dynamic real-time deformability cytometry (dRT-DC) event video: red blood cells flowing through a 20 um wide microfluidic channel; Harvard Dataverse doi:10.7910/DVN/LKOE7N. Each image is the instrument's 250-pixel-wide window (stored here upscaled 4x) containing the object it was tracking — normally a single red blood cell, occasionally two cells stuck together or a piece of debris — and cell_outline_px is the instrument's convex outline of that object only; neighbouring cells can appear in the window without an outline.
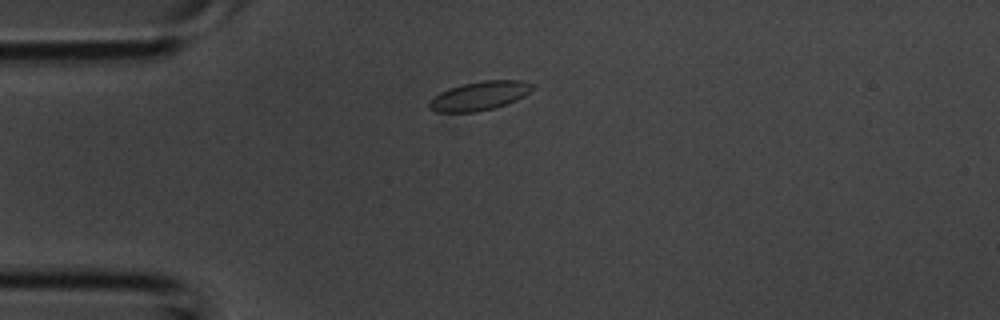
{"species": "common noctule bat (a hibernating species)", "species_latin": "Nyctalus noctula", "temperature_condition": "room temperature", "stored_images_in_passage": 3, "camera_frame_rate_fps": 3000, "um_per_image_px": 0.085, "animal": {"sex": "male", "body_mass_g": 20.1, "forearm_length_mm": 53.5}, "frame": {"image": 1, "passage_image": 3, "time_ms": 0.667, "image_size_px": [1000, 320], "cell_outline_px": [[532, 88], [524, 96], [508, 104], [476, 112], [436, 112], [428, 108], [428, 100], [432, 96], [448, 88], [464, 84], [484, 80], [520, 80], [532, 84]], "centroid_in_image_um": [40.69, 8.15], "position_along_channel_um": 44.3, "area_um2": 17.4}}